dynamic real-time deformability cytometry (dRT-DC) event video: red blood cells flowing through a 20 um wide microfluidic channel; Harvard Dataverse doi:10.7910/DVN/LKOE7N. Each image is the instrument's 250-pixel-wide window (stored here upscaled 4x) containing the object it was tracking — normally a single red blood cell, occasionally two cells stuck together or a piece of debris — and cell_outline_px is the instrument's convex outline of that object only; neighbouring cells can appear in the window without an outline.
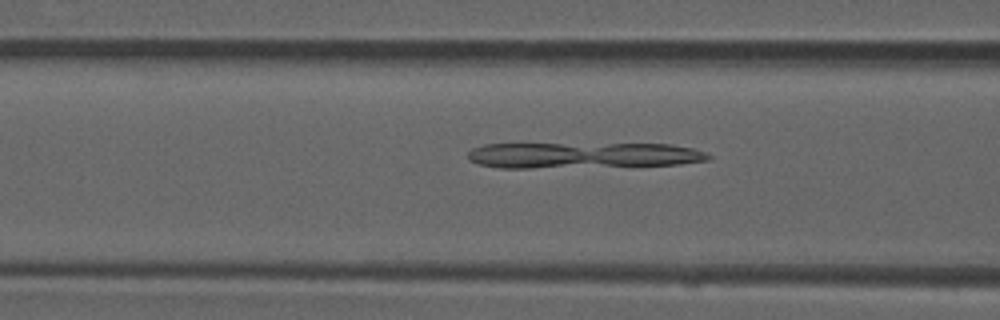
{"species": "common noctule bat (a hibernating species)", "species_latin": "Nyctalus noctula", "temperature_condition": "room temperature", "stored_images_in_passage": 51, "camera_frame_rate_fps": 3000, "um_per_image_px": 0.085, "animal": {"sex": "male", "forearm_length_mm": 52.5}, "frame": {"image": 1, "passage_image": 20, "time_ms": 6.333, "image_size_px": [1000, 320], "cell_outline_px": [[712, 156], [708, 160], [680, 164], [532, 168], [500, 168], [480, 164], [468, 160], [468, 152], [472, 148], [484, 144], [672, 144], [692, 148], [704, 152]], "centroid_in_image_um": [49.51, 13.19], "position_along_channel_um": 117.1, "area_um2": 36.13}}
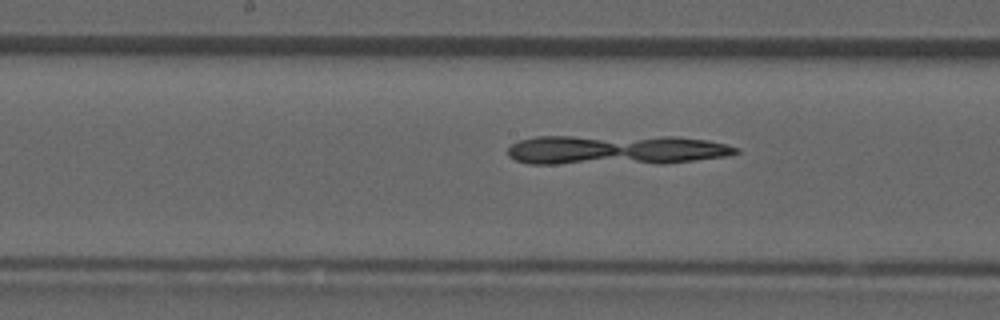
{"frame": {"image": 2, "passage_image": 26, "time_ms": 8.333, "image_size_px": [1000, 320], "cell_outline_px": [[740, 152], [728, 156], [696, 160], [660, 164], [528, 164], [516, 160], [508, 156], [508, 148], [512, 144], [520, 140], [536, 136], [676, 136], [708, 140], [728, 144], [740, 148]], "centroid_in_image_um": [52.38, 12.74], "position_along_channel_um": 195.8, "area_um2": 40.58}}
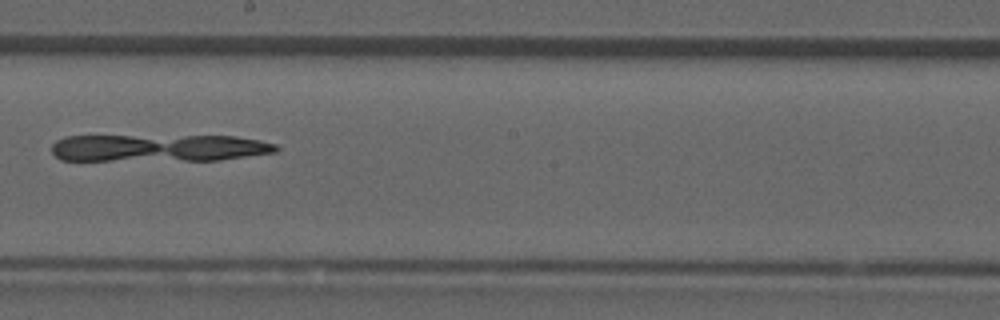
{"frame": {"image": 3, "passage_image": 29, "time_ms": 9.333, "image_size_px": [1000, 320], "cell_outline_px": [[280, 148], [276, 152], [220, 160], [60, 160], [52, 152], [52, 144], [56, 140], [64, 136], [236, 136], [260, 140], [276, 144]], "centroid_in_image_um": [13.5, 12.57], "position_along_channel_um": 234.7, "area_um2": 35.78}}